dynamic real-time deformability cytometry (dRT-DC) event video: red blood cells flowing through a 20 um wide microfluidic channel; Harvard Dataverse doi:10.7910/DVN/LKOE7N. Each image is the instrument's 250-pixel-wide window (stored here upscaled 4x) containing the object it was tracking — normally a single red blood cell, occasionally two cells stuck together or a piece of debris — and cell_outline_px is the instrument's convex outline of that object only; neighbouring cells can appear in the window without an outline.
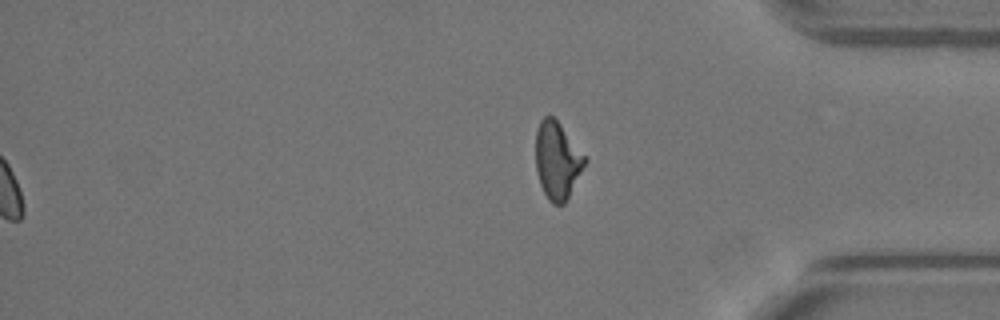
{"species": "Egyptian fruit bat (a non-hibernating species)", "species_latin": "Rousettus aegyptiacus", "temperature_condition": "warm", "stored_images_in_passage": 53, "segment_of_instrument_passage": [2, 2], "camera_frame_rate_fps": 3000, "um_per_image_px": 0.085, "animal": {"sex": "female"}, "frame": {"image": 1, "passage_image": 53, "time_ms": 17.333, "image_size_px": [1000, 320], "cell_outline_px": [[588, 160], [564, 204], [552, 204], [548, 200], [540, 184], [536, 172], [536, 132], [540, 120], [544, 116], [552, 116], [560, 124]], "centroid_in_image_um": [47.35, 13.65], "position_along_channel_um": 387.8, "area_um2": 21.91}}